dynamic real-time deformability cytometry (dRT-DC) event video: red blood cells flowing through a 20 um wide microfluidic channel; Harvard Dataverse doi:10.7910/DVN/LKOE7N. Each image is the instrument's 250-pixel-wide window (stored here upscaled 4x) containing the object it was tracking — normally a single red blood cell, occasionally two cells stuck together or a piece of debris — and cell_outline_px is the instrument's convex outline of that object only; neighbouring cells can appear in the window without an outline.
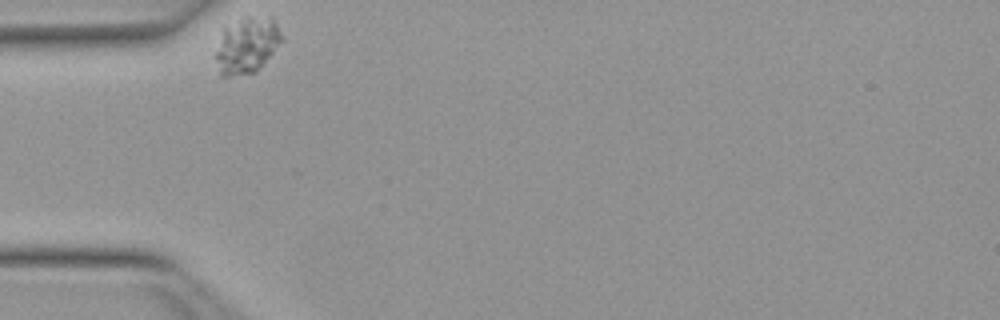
{"species": "Egyptian fruit bat (a non-hibernating species)", "species_latin": "Rousettus aegyptiacus", "temperature_condition": "warm", "stored_images_in_passage": 4, "camera_frame_rate_fps": 3000, "um_per_image_px": 0.085, "animal": {"sex": "female"}, "frame": {"image": 1, "passage_image": 1, "time_ms": 0.0, "image_size_px": [1000, 320], "cell_outline_px": [[284, 40], [256, 72], [228, 76], [220, 76], [216, 56], [216, 52], [224, 28], [248, 16], [272, 16], [284, 36]], "centroid_in_image_um": [21.05, 3.83], "position_along_channel_um": 63.9, "area_um2": 21.44}}